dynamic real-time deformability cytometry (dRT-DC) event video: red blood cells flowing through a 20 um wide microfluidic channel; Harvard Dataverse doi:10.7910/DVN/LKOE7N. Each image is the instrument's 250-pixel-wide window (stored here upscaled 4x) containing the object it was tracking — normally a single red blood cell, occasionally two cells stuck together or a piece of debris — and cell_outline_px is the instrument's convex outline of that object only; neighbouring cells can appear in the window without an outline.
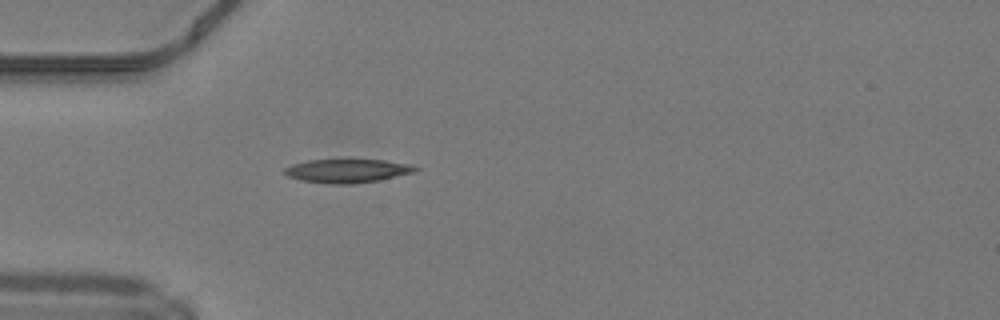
{"species": "common noctule bat (a hibernating species)", "species_latin": "Nyctalus noctula", "temperature_condition": "warm", "stored_images_in_passage": 36, "camera_frame_rate_fps": 3000, "um_per_image_px": 0.085, "animal": {"sex": "male", "body_mass_g": 19.2, "forearm_length_mm": 51.8}, "frame": {"image": 1, "passage_image": 2, "time_ms": 0.333, "image_size_px": [1000, 320], "cell_outline_px": [[420, 168], [416, 172], [380, 180], [352, 184], [332, 184], [300, 180], [288, 176], [284, 172], [284, 168], [292, 164], [308, 160], [348, 156], [384, 160], [412, 164]], "centroid_in_image_um": [29.56, 14.46], "position_along_channel_um": 55.4, "area_um2": 19.19}}
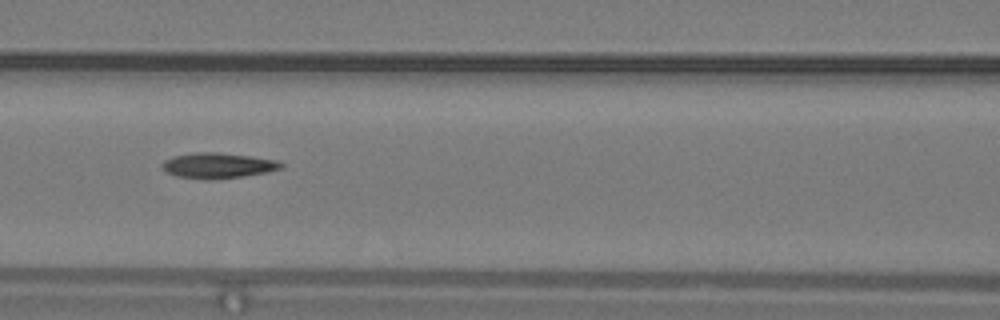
{"frame": {"image": 2, "passage_image": 9, "time_ms": 2.667, "image_size_px": [1000, 320], "cell_outline_px": [[284, 168], [268, 172], [244, 176], [212, 180], [204, 180], [176, 176], [160, 168], [160, 164], [164, 160], [172, 156], [196, 152], [216, 152], [248, 156], [276, 160], [284, 164]], "centroid_in_image_um": [18.49, 14.08], "position_along_channel_um": 148.1, "area_um2": 17.86}}
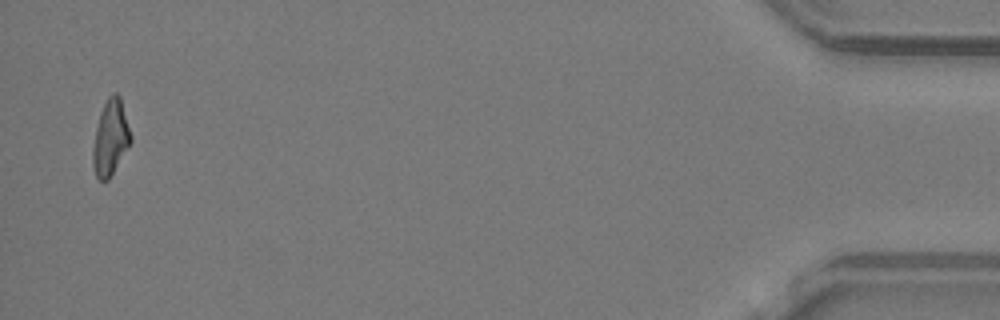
{"frame": {"image": 3, "passage_image": 35, "time_ms": 11.333, "image_size_px": [1000, 320], "cell_outline_px": [[132, 140], [108, 180], [100, 180], [96, 176], [92, 168], [92, 148], [96, 128], [100, 112], [108, 96], [112, 92], [116, 92], [120, 96], [132, 136]], "centroid_in_image_um": [9.38, 11.69], "position_along_channel_um": 425.8, "area_um2": 16.65}, "authors_computed_cell_mechanics": {"area_um2": 16.8776, "velocity_mm_per_s": 4.2432, "shape_relaxation_time_tau1_ms": 8.1058, "shape_relaxation_time_tau2_ms": 4.5483, "deformation_change_tau1": 0.2151, "deformation_change_tau2": 0.1415}}